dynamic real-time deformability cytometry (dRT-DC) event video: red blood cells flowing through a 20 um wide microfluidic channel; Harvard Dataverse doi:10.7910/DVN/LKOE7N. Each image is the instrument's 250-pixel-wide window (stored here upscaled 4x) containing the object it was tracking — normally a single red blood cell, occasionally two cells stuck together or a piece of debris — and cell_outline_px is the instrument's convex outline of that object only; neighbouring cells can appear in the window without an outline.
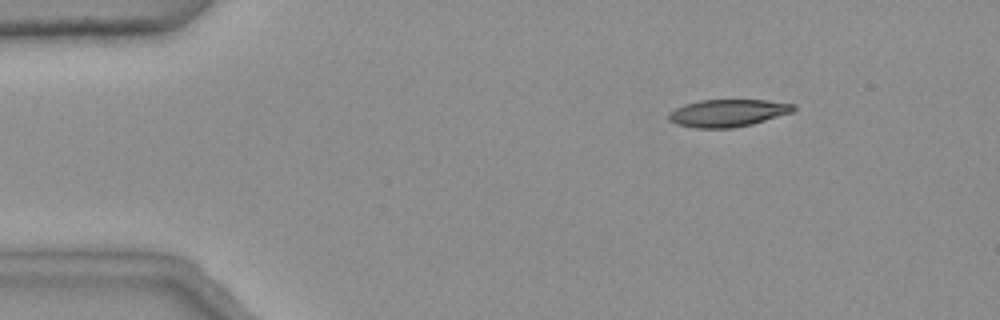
{"species": "common noctule bat (a hibernating species)", "species_latin": "Nyctalus noctula", "temperature_condition": "warm", "stored_images_in_passage": 6, "camera_frame_rate_fps": 3000, "um_per_image_px": 0.085, "animal": {"sex": "female", "body_mass_g": 25.1}, "frame": {"image": 1, "passage_image": 1, "time_ms": 0.0, "image_size_px": [1000, 320], "cell_outline_px": [[796, 108], [792, 112], [752, 124], [732, 128], [696, 128], [676, 124], [668, 120], [668, 116], [676, 108], [684, 104], [700, 100], [764, 100], [792, 104]], "centroid_in_image_um": [61.83, 9.61], "position_along_channel_um": 23.2, "area_um2": 19.71}}